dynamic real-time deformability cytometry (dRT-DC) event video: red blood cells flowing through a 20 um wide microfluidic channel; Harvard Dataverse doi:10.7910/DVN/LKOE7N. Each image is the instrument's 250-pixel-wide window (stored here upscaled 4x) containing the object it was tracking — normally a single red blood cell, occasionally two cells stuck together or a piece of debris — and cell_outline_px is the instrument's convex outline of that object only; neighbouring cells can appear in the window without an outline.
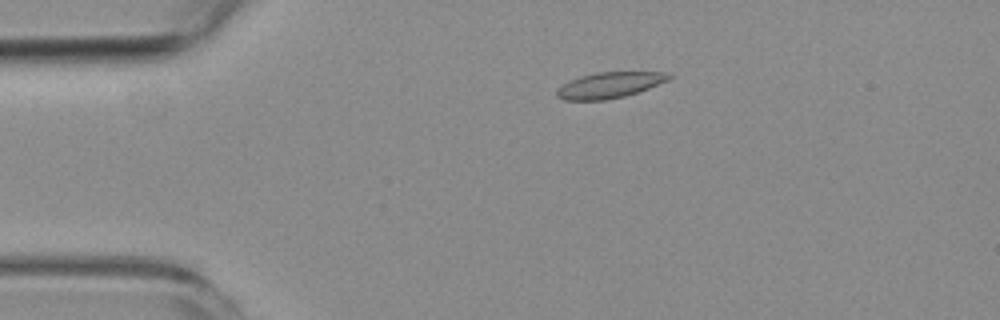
{"species": "common noctule bat (a hibernating species)", "species_latin": "Nyctalus noctula", "temperature_condition": "room temperature", "stored_images_in_passage": 6, "camera_frame_rate_fps": 3000, "um_per_image_px": 0.085, "animal": {"sex": "female", "body_mass_g": 19.3, "forearm_length_mm": 54.1}, "frame": {"image": 1, "passage_image": 4, "time_ms": 3.333, "image_size_px": [1000, 320], "cell_outline_px": [[672, 76], [668, 80], [648, 88], [624, 96], [604, 100], [564, 100], [556, 96], [556, 88], [568, 80], [580, 76], [596, 72], [672, 72]], "centroid_in_image_um": [51.77, 7.22], "position_along_channel_um": 33.2, "area_um2": 16.94}}
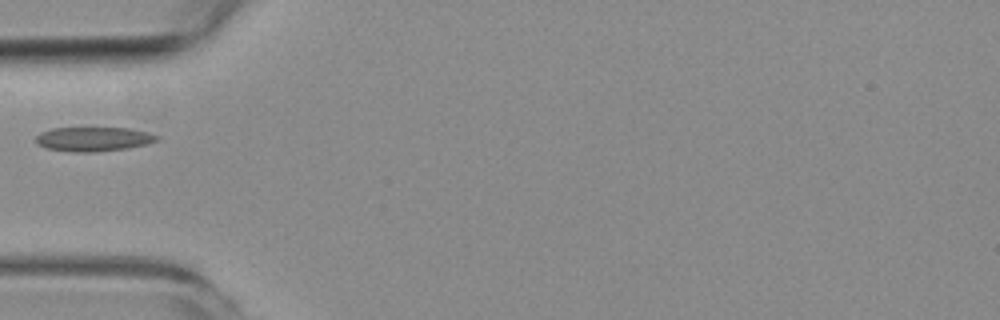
{"frame": {"image": 2, "passage_image": 6, "time_ms": 5.667, "image_size_px": [1000, 320], "cell_outline_px": [[160, 140], [148, 144], [124, 148], [92, 152], [76, 152], [48, 148], [36, 144], [36, 136], [40, 132], [52, 128], [128, 128], [148, 132], [160, 136]], "centroid_in_image_um": [7.97, 11.81], "position_along_channel_um": 77.0, "area_um2": 17.05}}